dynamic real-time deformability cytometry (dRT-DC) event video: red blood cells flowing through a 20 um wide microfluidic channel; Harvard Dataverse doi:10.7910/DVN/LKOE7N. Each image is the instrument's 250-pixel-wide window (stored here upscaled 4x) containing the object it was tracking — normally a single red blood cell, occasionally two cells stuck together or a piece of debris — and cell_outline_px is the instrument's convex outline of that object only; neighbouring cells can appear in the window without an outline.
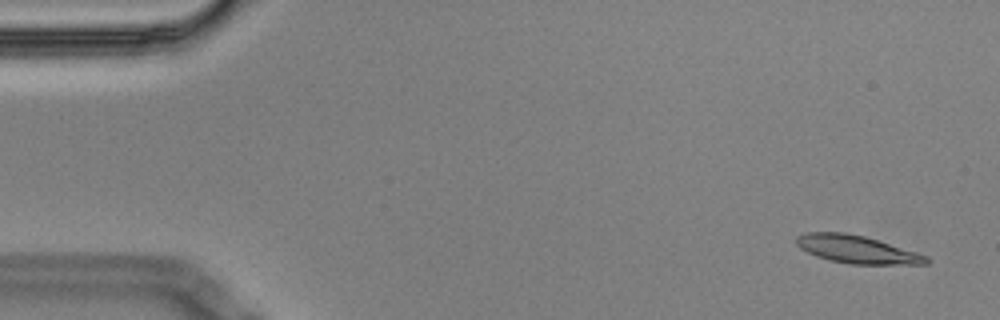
{"species": "Egyptian fruit bat (a non-hibernating species)", "species_latin": "Rousettus aegyptiacus", "temperature_condition": "cold", "stored_images_in_passage": 7, "camera_frame_rate_fps": 3000, "um_per_image_px": 0.085, "animal": {"sex": "male"}, "frame": {"image": 1, "passage_image": 1, "time_ms": 0.0, "image_size_px": [1000, 320], "cell_outline_px": [[932, 260], [928, 264], [852, 264], [828, 260], [816, 256], [800, 248], [796, 244], [796, 236], [804, 232], [844, 232], [864, 236], [916, 252], [928, 256]], "centroid_in_image_um": [72.82, 21.2], "position_along_channel_um": 12.2, "area_um2": 21.04}}
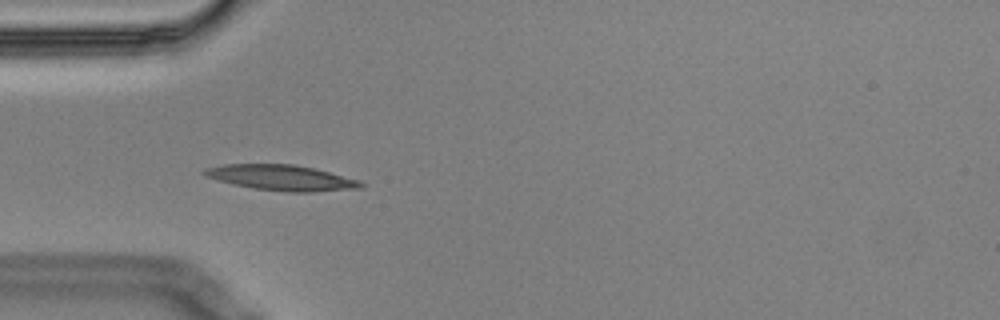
{"frame": {"image": 2, "passage_image": 5, "time_ms": 1.333, "image_size_px": [1000, 320], "cell_outline_px": [[364, 188], [312, 192], [288, 192], [256, 188], [232, 184], [204, 176], [200, 172], [204, 168], [224, 164], [292, 164], [312, 168], [360, 180], [364, 184]], "centroid_in_image_um": [23.91, 15.1], "position_along_channel_um": 61.1, "area_um2": 23.24}}
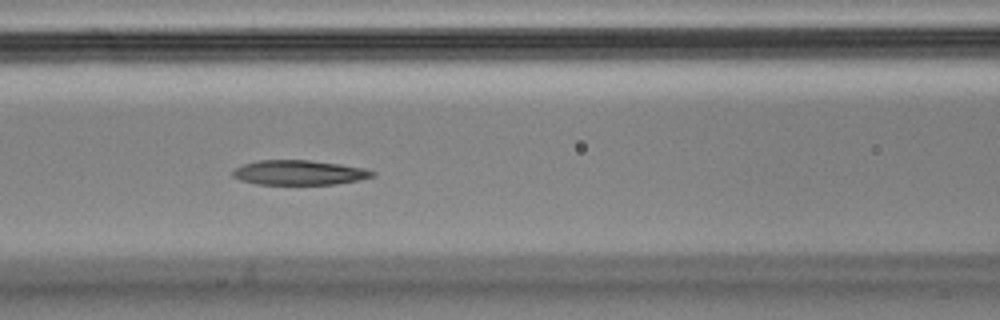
{"frame": {"image": 3, "passage_image": 7, "time_ms": 2.0, "image_size_px": [1000, 320], "cell_outline_px": [[376, 176], [360, 180], [336, 184], [256, 184], [240, 180], [232, 176], [232, 172], [236, 168], [244, 164], [256, 160], [308, 160], [340, 164], [364, 168], [376, 172]], "centroid_in_image_um": [25.45, 14.67], "position_along_channel_um": 141.2, "area_um2": 20.17}}